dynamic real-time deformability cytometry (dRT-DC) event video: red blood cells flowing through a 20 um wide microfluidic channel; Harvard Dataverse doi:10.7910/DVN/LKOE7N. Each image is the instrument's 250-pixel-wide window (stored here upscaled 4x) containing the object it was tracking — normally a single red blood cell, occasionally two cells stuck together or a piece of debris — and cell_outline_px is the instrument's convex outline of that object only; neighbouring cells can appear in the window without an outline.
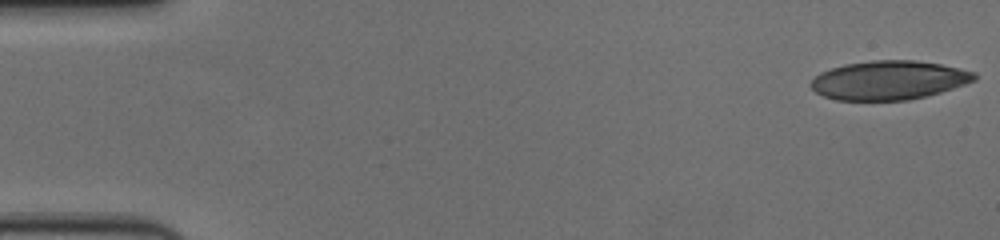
{"species": "human", "species_latin": "Homo sapiens", "temperature_condition": "cold", "stored_images_in_passage": 57, "camera_frame_rate_fps": 3000, "um_per_image_px": 0.085, "donor": {"sex": "female"}, "frame": {"image": 1, "passage_image": 1, "time_ms": 0.0, "image_size_px": [1000, 240], "cell_outline_px": [[976, 80], [940, 92], [908, 100], [836, 100], [824, 96], [816, 92], [808, 84], [820, 72], [844, 64], [872, 60], [916, 60], [940, 64], [960, 68], [976, 72]], "centroid_in_image_um": [75.54, 6.81], "position_along_channel_um": 9.5, "area_um2": 37.05}}
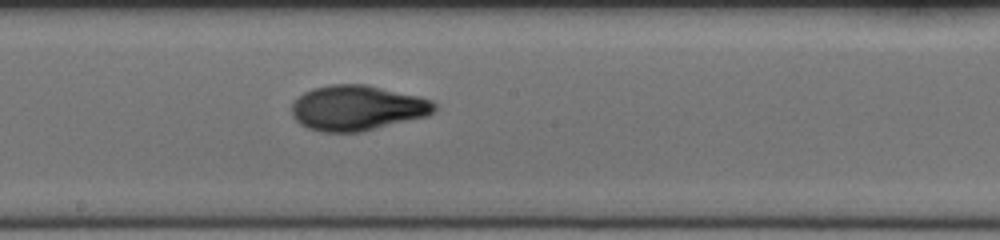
{"frame": {"image": 2, "passage_image": 31, "time_ms": 10.0, "image_size_px": [1000, 240], "cell_outline_px": [[436, 112], [428, 116], [360, 132], [320, 132], [308, 128], [300, 124], [292, 116], [292, 104], [304, 92], [312, 88], [332, 84], [368, 84], [420, 96], [432, 100], [436, 104]], "centroid_in_image_um": [30.4, 9.17], "position_along_channel_um": 217.8, "area_um2": 37.92}}
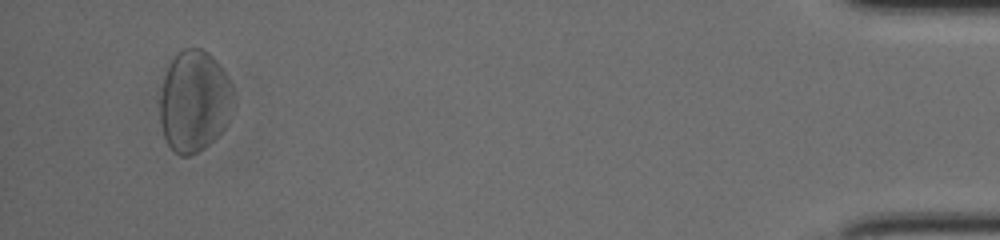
{"frame": {"image": 3, "passage_image": 54, "time_ms": 17.667, "image_size_px": [1000, 240], "cell_outline_px": [[232, 92], [224, 128], [204, 148], [188, 156], [180, 156], [168, 144], [164, 136], [160, 120], [160, 96], [164, 80], [168, 68], [172, 60], [184, 48], [204, 48], [216, 60], [224, 72], [232, 88]], "centroid_in_image_um": [16.47, 8.59], "position_along_channel_um": 418.7, "area_um2": 42.37}, "authors_computed_cell_mechanics": {"area_um2": 38.2058, "velocity_mm_per_s": 3.6141, "shape_relaxation_time_tau1_ms": 5.014, "shape_relaxation_time_tau2_ms": 2.224, "deformation_change_tau1": 0.1765, "deformation_change_tau2": 0.0715}}